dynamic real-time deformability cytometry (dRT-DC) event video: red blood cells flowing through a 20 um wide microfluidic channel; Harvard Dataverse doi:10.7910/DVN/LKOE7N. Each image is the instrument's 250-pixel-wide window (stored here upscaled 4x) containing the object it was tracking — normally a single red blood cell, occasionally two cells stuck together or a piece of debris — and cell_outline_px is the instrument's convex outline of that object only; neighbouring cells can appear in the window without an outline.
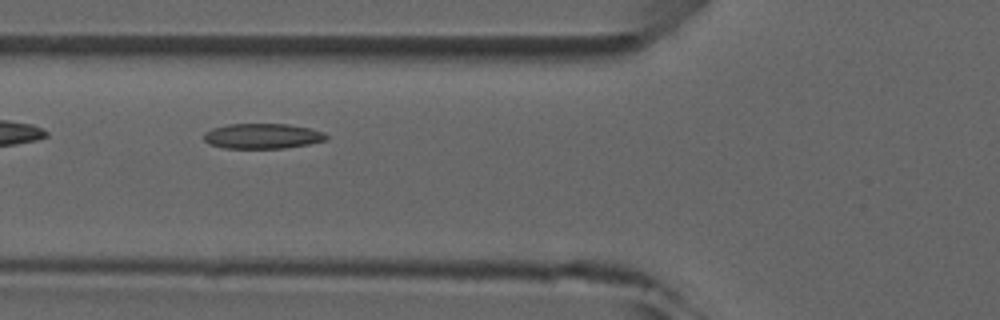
{"species": "common noctule bat (a hibernating species)", "species_latin": "Nyctalus noctula", "temperature_condition": "room temperature", "stored_images_in_passage": 8, "camera_frame_rate_fps": 3000, "um_per_image_px": 0.085, "animal": {"sex": "male", "forearm_length_mm": 52.5}, "frame": {"image": 1, "passage_image": 5, "time_ms": 4.667, "image_size_px": [1000, 320], "cell_outline_px": [[328, 140], [308, 144], [284, 148], [224, 148], [208, 144], [204, 140], [204, 132], [212, 128], [228, 124], [288, 124], [308, 128], [324, 132], [328, 136]], "centroid_in_image_um": [22.3, 11.57], "position_along_channel_um": 103.5, "area_um2": 18.03}}
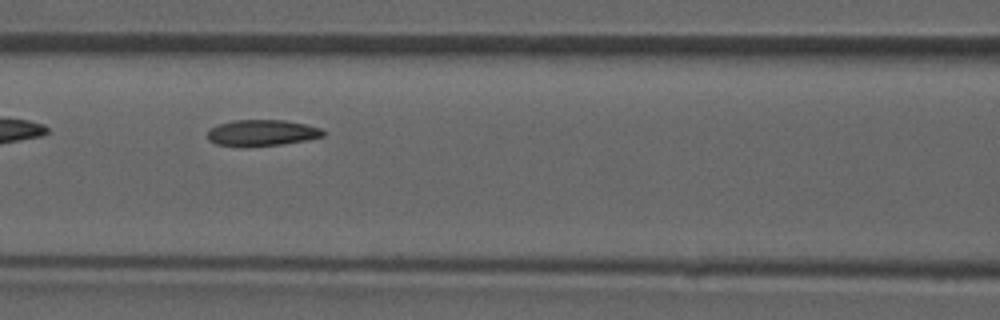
{"frame": {"image": 2, "passage_image": 6, "time_ms": 5.667, "image_size_px": [1000, 320], "cell_outline_px": [[324, 136], [304, 140], [280, 144], [216, 144], [208, 140], [208, 128], [232, 120], [284, 120], [304, 124], [320, 128], [324, 132]], "centroid_in_image_um": [22.26, 11.25], "position_along_channel_um": 144.3, "area_um2": 16.82}}